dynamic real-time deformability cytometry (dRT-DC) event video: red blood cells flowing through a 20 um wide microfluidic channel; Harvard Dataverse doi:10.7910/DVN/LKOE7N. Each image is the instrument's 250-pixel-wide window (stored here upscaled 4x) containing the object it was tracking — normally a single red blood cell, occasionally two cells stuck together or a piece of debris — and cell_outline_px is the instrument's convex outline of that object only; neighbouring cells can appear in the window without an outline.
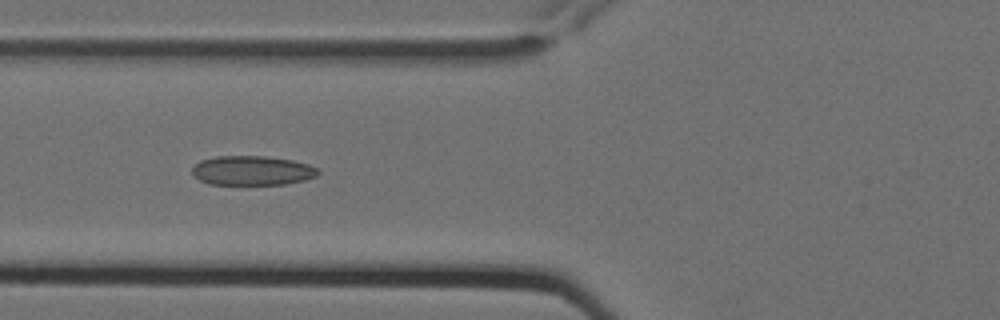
{"species": "Egyptian fruit bat (a non-hibernating species)", "species_latin": "Rousettus aegyptiacus", "temperature_condition": "cold", "stored_images_in_passage": 5, "camera_frame_rate_fps": 3000, "um_per_image_px": 0.085, "animal": {"sex": "female"}, "frame": {"image": 1, "passage_image": 4, "time_ms": 1.0, "image_size_px": [1000, 320], "cell_outline_px": [[320, 172], [316, 176], [304, 180], [284, 184], [208, 184], [192, 176], [192, 168], [200, 160], [216, 156], [264, 156], [292, 160], [308, 164], [316, 168]], "centroid_in_image_um": [21.4, 14.49], "position_along_channel_um": 104.4, "area_um2": 21.56}}
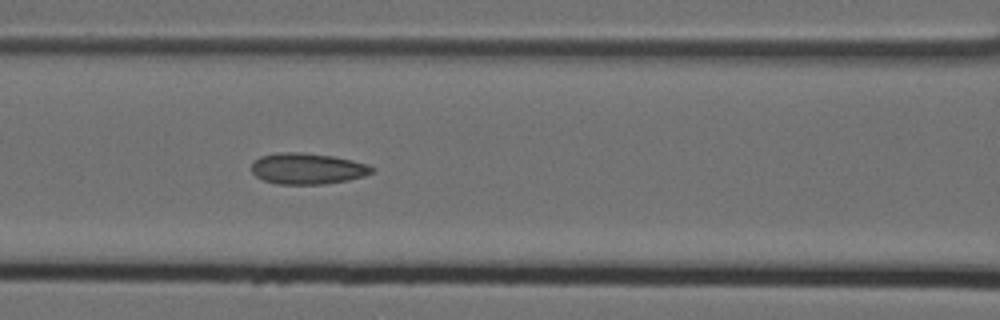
{"frame": {"image": 2, "passage_image": 5, "time_ms": 1.333, "image_size_px": [1000, 320], "cell_outline_px": [[376, 168], [372, 172], [364, 176], [348, 180], [324, 184], [276, 184], [264, 180], [256, 176], [252, 172], [252, 164], [260, 156], [280, 152], [304, 152], [332, 156], [352, 160], [368, 164]], "centroid_in_image_um": [26.15, 14.33], "position_along_channel_um": 140.5, "area_um2": 21.85}}